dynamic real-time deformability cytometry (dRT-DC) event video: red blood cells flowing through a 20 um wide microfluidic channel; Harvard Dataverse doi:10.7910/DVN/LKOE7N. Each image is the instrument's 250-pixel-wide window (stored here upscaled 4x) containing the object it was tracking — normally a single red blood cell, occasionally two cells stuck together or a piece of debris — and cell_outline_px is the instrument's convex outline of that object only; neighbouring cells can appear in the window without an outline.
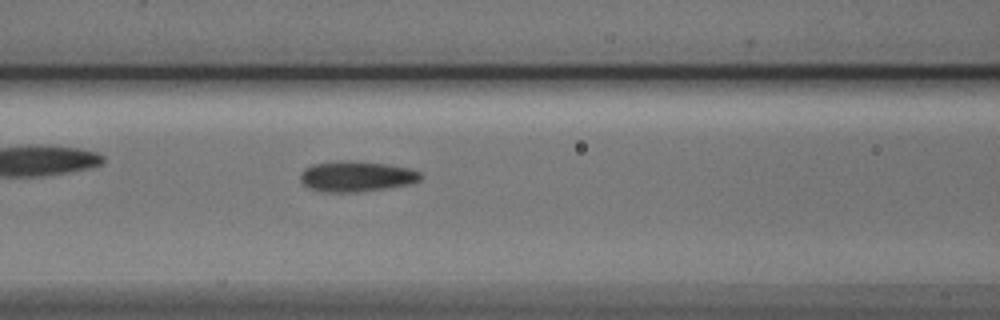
{"species": "Egyptian fruit bat (a non-hibernating species)", "species_latin": "Rousettus aegyptiacus", "temperature_condition": "cold", "stored_images_in_passage": 31, "camera_frame_rate_fps": 3000, "um_per_image_px": 0.085, "animal": {"sex": "male"}, "frame": {"image": 1, "passage_image": 10, "time_ms": 3.0, "image_size_px": [1000, 320], "cell_outline_px": [[420, 180], [408, 184], [384, 188], [356, 192], [324, 192], [308, 188], [300, 180], [300, 172], [304, 168], [312, 164], [336, 160], [352, 160], [388, 164], [408, 168], [420, 172]], "centroid_in_image_um": [30.22, 14.97], "position_along_channel_um": 136.4, "area_um2": 21.5}}
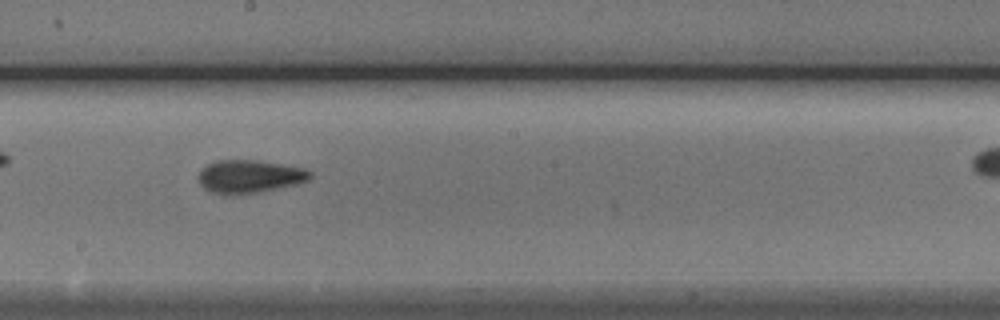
{"frame": {"image": 2, "passage_image": 17, "time_ms": 5.333, "image_size_px": [1000, 320], "cell_outline_px": [[312, 176], [308, 180], [296, 184], [256, 192], [232, 196], [224, 196], [212, 192], [204, 188], [200, 184], [200, 172], [208, 164], [216, 160], [256, 160], [304, 168], [312, 172]], "centroid_in_image_um": [21.2, 15.01], "position_along_channel_um": 227.0, "area_um2": 21.39}}
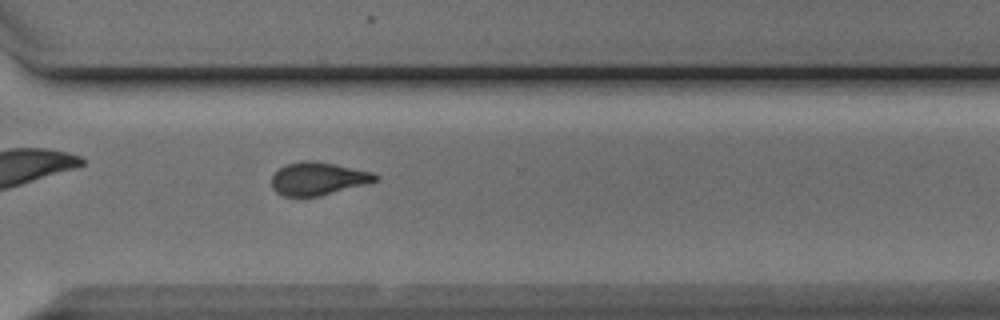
{"frame": {"image": 3, "passage_image": 26, "time_ms": 8.333, "image_size_px": [1000, 320], "cell_outline_px": [[380, 176], [376, 180], [364, 184], [320, 196], [284, 196], [276, 192], [272, 188], [272, 176], [284, 164], [300, 160], [308, 160], [332, 164], [372, 172]], "centroid_in_image_um": [26.98, 15.18], "position_along_channel_um": 343.6, "area_um2": 19.59}}